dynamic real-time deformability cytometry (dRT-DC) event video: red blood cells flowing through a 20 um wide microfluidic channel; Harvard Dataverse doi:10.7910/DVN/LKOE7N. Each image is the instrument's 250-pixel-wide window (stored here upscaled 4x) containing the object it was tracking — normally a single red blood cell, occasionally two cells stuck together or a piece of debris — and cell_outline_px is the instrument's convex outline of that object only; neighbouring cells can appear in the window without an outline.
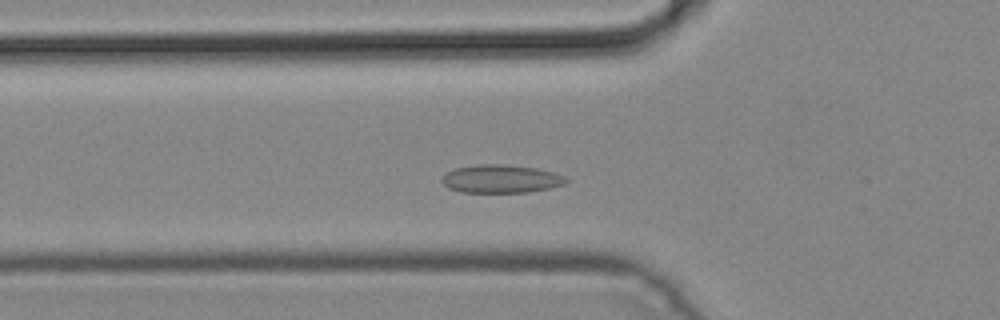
{"species": "common noctule bat (a hibernating species)", "species_latin": "Nyctalus noctula", "temperature_condition": "cold", "stored_images_in_passage": 44, "camera_frame_rate_fps": 3000, "um_per_image_px": 0.085, "animal": {"sex": "male", "body_mass_g": 19.2, "forearm_length_mm": 51.8}, "frame": {"image": 1, "passage_image": 12, "time_ms": 3.667, "image_size_px": [1000, 320], "cell_outline_px": [[568, 180], [564, 184], [548, 188], [528, 192], [460, 192], [448, 188], [440, 180], [448, 172], [456, 168], [480, 164], [508, 164], [536, 168], [552, 172], [564, 176]], "centroid_in_image_um": [42.57, 15.2], "position_along_channel_um": 83.2, "area_um2": 20.23}}
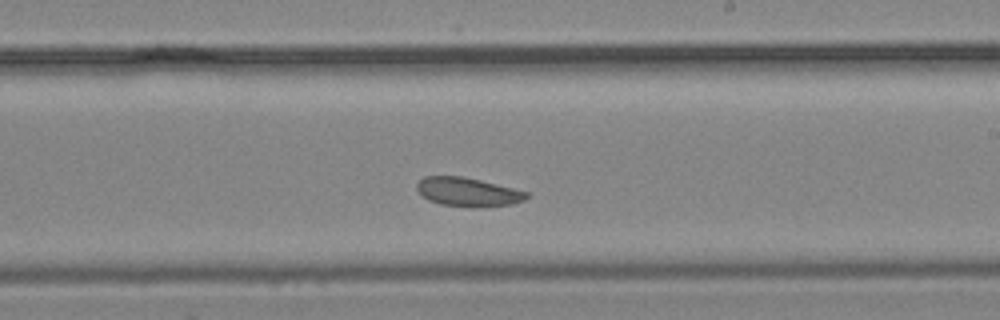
{"frame": {"image": 2, "passage_image": 24, "time_ms": 7.667, "image_size_px": [1000, 320], "cell_outline_px": [[528, 196], [524, 200], [512, 204], [440, 204], [428, 200], [420, 196], [416, 188], [416, 184], [424, 176], [464, 176], [528, 192]], "centroid_in_image_um": [39.68, 16.26], "position_along_channel_um": 249.3, "area_um2": 17.51}}
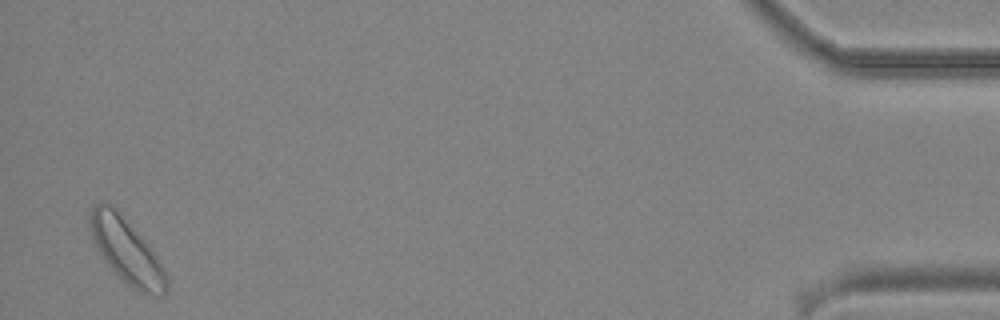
{"frame": {"image": 3, "passage_image": 43, "time_ms": 14.0, "image_size_px": [1000, 320], "cell_outline_px": [[168, 292], [160, 296], [156, 296], [140, 292], [132, 288], [104, 260], [92, 240], [88, 220], [92, 208], [100, 200], [112, 204], [116, 208], [148, 244], [164, 268], [168, 276]], "centroid_in_image_um": [10.76, 21.3], "position_along_channel_um": 424.4, "area_um2": 28.9}}